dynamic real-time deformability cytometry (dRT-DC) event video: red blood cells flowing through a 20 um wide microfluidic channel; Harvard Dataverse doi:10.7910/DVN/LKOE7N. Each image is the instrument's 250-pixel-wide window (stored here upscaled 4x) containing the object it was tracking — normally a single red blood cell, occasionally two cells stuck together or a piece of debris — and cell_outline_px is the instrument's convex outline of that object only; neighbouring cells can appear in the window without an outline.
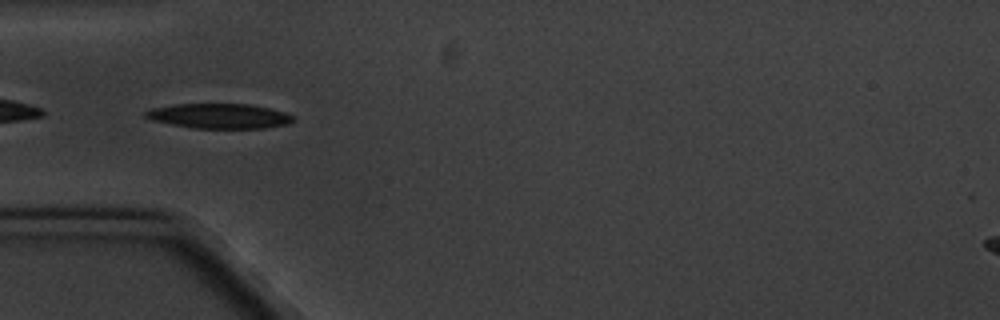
{"species": "common noctule bat (a hibernating species)", "species_latin": "Nyctalus noctula", "temperature_condition": "cold", "stored_images_in_passage": 8, "camera_frame_rate_fps": 3000, "um_per_image_px": 0.085, "animal": {"sex": "male", "body_mass_g": 20.1, "forearm_length_mm": 53.5}, "frame": {"image": 1, "passage_image": 5, "time_ms": 4.667, "image_size_px": [1000, 320], "cell_outline_px": [[292, 120], [288, 124], [264, 128], [196, 128], [172, 124], [152, 120], [144, 116], [144, 112], [152, 108], [172, 104], [248, 104], [268, 108], [284, 112], [292, 116]], "centroid_in_image_um": [18.6, 9.86], "position_along_channel_um": 66.4, "area_um2": 21.15}}